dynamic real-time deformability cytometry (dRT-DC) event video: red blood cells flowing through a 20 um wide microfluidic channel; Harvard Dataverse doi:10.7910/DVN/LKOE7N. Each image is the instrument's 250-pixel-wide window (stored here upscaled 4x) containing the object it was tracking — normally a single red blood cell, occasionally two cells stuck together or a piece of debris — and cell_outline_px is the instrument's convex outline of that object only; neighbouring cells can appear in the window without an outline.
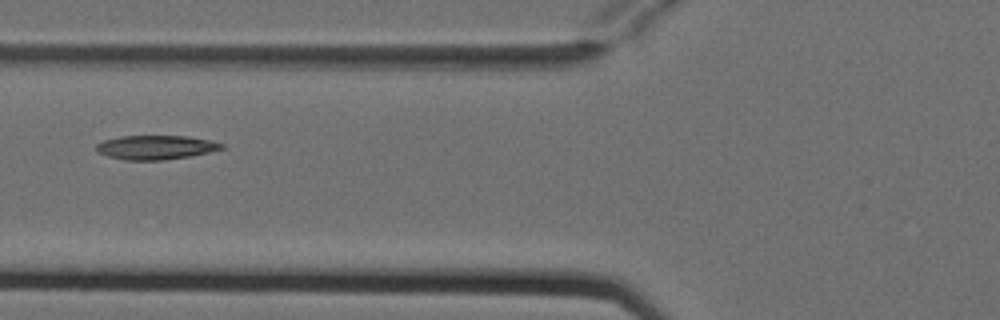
{"species": "Egyptian fruit bat (a non-hibernating species)", "species_latin": "Rousettus aegyptiacus", "temperature_condition": "cold", "stored_images_in_passage": 3, "camera_frame_rate_fps": 3000, "um_per_image_px": 0.085, "animal": {"sex": "female"}, "frame": {"image": 1, "passage_image": 3, "time_ms": 0.667, "image_size_px": [1000, 320], "cell_outline_px": [[224, 148], [208, 152], [188, 156], [164, 160], [124, 160], [108, 156], [100, 152], [96, 148], [96, 144], [104, 140], [120, 136], [188, 136], [208, 140], [224, 144]], "centroid_in_image_um": [13.23, 12.52], "position_along_channel_um": 112.6, "area_um2": 17.4}}